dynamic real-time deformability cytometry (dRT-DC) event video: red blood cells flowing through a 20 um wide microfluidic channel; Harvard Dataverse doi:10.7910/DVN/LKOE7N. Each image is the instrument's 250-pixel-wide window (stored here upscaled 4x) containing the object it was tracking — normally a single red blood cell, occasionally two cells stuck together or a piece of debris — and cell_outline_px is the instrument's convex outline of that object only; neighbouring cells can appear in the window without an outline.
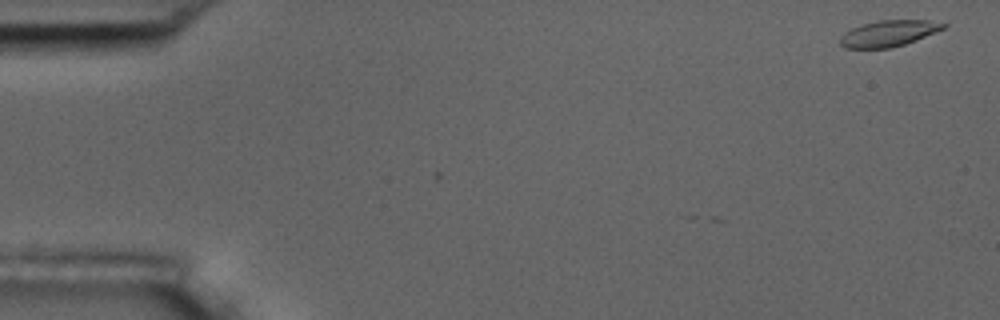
{"species": "common noctule bat (a hibernating species)", "species_latin": "Nyctalus noctula", "temperature_condition": "room temperature", "stored_images_in_passage": 3, "camera_frame_rate_fps": 3000, "um_per_image_px": 0.085, "animal": {"sex": "male", "body_mass_g": 17.5, "forearm_length_mm": 52.3}, "frame": {"image": 1, "passage_image": 1, "time_ms": 0.0, "image_size_px": [1000, 320], "cell_outline_px": [[948, 24], [944, 28], [916, 40], [904, 44], [888, 48], [844, 48], [840, 44], [840, 36], [844, 32], [860, 24], [880, 20], [928, 20]], "centroid_in_image_um": [75.49, 2.83], "position_along_channel_um": 9.5, "area_um2": 15.66}}